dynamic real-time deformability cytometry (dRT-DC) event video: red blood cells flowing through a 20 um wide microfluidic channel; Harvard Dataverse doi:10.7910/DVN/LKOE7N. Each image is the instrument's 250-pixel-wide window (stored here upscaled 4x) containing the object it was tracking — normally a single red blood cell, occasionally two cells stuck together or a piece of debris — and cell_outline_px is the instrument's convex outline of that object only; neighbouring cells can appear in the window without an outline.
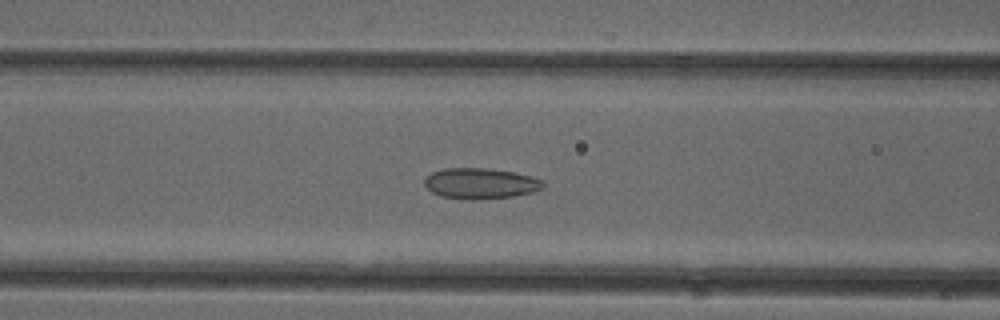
{"species": "common noctule bat (a hibernating species)", "species_latin": "Nyctalus noctula", "temperature_condition": "cold", "stored_images_in_passage": 53, "camera_frame_rate_fps": 3000, "um_per_image_px": 0.085, "animal": {"sex": "female"}, "frame": {"image": 1, "passage_image": 21, "time_ms": 6.667, "image_size_px": [1000, 320], "cell_outline_px": [[544, 188], [532, 192], [512, 196], [440, 196], [432, 192], [424, 184], [424, 180], [432, 172], [444, 168], [488, 168], [516, 172], [532, 176], [544, 180]], "centroid_in_image_um": [40.89, 15.52], "position_along_channel_um": 125.7, "area_um2": 20.29}}
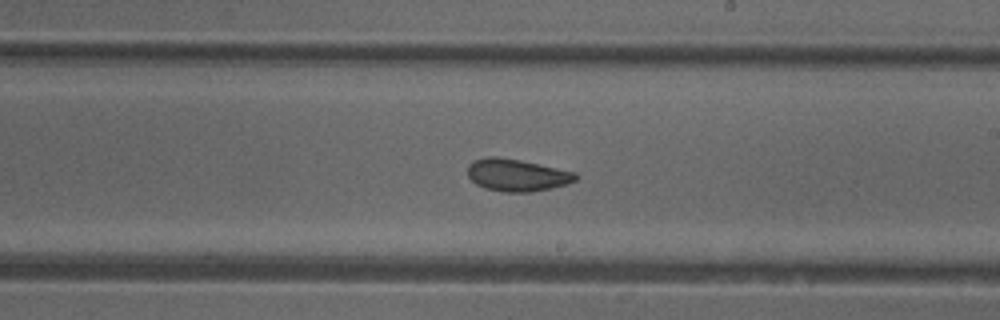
{"frame": {"image": 2, "passage_image": 30, "time_ms": 9.667, "image_size_px": [1000, 320], "cell_outline_px": [[580, 176], [576, 180], [564, 184], [548, 188], [528, 192], [504, 192], [484, 188], [476, 184], [468, 176], [468, 164], [472, 160], [488, 156], [496, 156], [520, 160], [576, 172]], "centroid_in_image_um": [43.9, 14.87], "position_along_channel_um": 245.1, "area_um2": 20.23}}
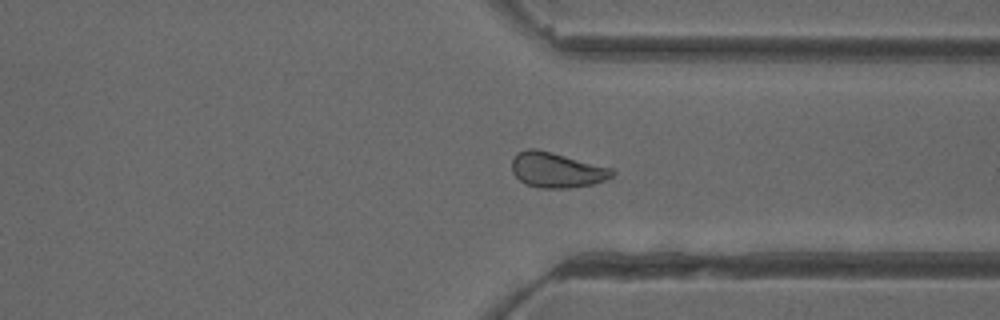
{"frame": {"image": 3, "passage_image": 39, "time_ms": 12.667, "image_size_px": [1000, 320], "cell_outline_px": [[616, 172], [612, 176], [604, 180], [592, 184], [568, 188], [540, 188], [524, 184], [512, 172], [512, 156], [516, 152], [528, 148], [536, 148], [552, 152], [612, 168]], "centroid_in_image_um": [47.28, 14.44], "position_along_channel_um": 364.1, "area_um2": 20.69}, "authors_computed_cell_mechanics": {"area_um2": 21.1548, "velocity_mm_per_s": 3.9687, "shape_relaxation_time_tau1_ms": 9.2605, "shape_relaxation_time_tau2_ms": 1.7588, "deformation_change_tau1": 0.1432, "deformation_change_tau2": 0.0671}}